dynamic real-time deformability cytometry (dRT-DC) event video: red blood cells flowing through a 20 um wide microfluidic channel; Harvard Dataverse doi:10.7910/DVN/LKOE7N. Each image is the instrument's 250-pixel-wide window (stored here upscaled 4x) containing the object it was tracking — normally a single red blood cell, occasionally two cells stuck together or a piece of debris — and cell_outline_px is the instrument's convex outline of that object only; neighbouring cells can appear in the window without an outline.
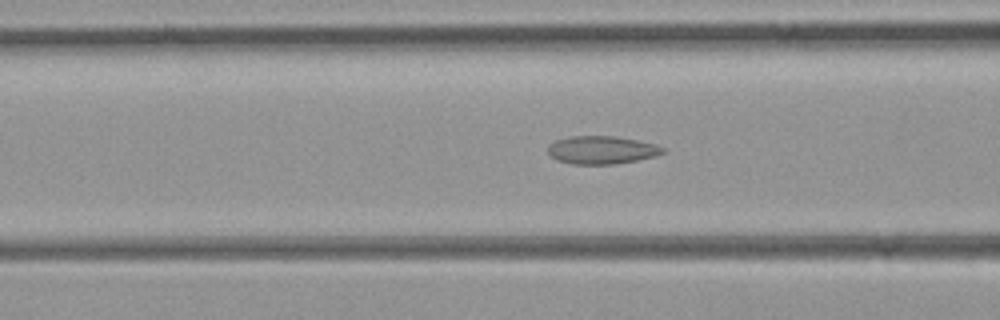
{"species": "common noctule bat (a hibernating species)", "species_latin": "Nyctalus noctula", "temperature_condition": "room temperature", "stored_images_in_passage": 44, "camera_frame_rate_fps": 3000, "um_per_image_px": 0.085, "animal": {"sex": "female", "body_mass_g": 21.9}, "frame": {"image": 1, "passage_image": 19, "time_ms": 6.0, "image_size_px": [1000, 320], "cell_outline_px": [[664, 152], [656, 156], [636, 160], [612, 164], [572, 164], [556, 160], [548, 152], [548, 144], [556, 140], [572, 136], [616, 136], [656, 144], [664, 148]], "centroid_in_image_um": [51.13, 12.74], "position_along_channel_um": 115.5, "area_um2": 18.67}}
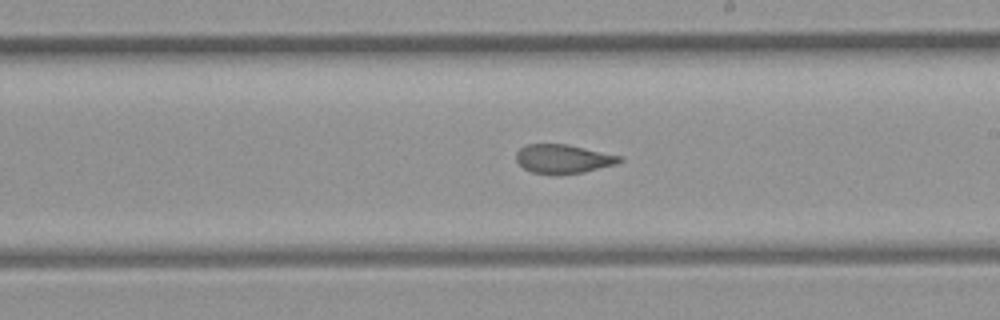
{"frame": {"image": 2, "passage_image": 28, "time_ms": 9.0, "image_size_px": [1000, 320], "cell_outline_px": [[624, 160], [616, 164], [584, 172], [532, 172], [524, 168], [516, 160], [516, 152], [520, 148], [528, 144], [568, 144], [624, 156]], "centroid_in_image_um": [47.93, 13.46], "position_along_channel_um": 241.1, "area_um2": 17.05}}
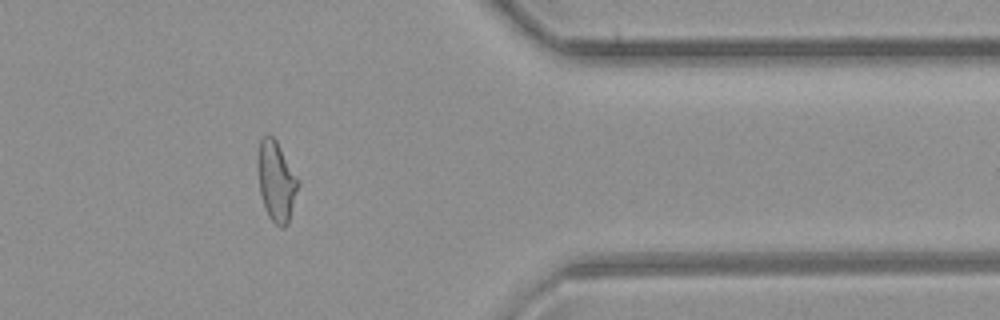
{"frame": {"image": 3, "passage_image": 40, "time_ms": 13.0, "image_size_px": [1000, 320], "cell_outline_px": [[300, 184], [288, 224], [284, 228], [280, 228], [268, 216], [260, 192], [256, 168], [256, 156], [260, 140], [264, 136], [272, 136], [276, 140], [300, 180]], "centroid_in_image_um": [23.48, 15.4], "position_along_channel_um": 387.9, "area_um2": 19.19}}